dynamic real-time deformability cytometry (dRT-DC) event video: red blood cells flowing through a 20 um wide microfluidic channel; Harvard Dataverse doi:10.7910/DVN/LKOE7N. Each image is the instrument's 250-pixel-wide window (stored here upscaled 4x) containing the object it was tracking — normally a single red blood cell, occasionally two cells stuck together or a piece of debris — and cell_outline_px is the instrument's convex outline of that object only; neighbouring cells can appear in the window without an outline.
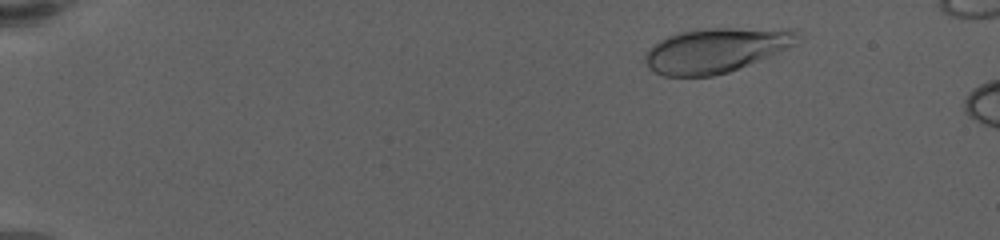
{"species": "human", "species_latin": "Homo sapiens", "temperature_condition": "warm", "stored_images_in_passage": 14, "camera_frame_rate_fps": 3000, "um_per_image_px": 0.085, "donor": {"sex": "female"}, "frame": {"image": 1, "passage_image": 7, "time_ms": 2.0, "image_size_px": [1000, 240], "cell_outline_px": [[804, 36], [796, 44], [788, 48], [740, 68], [728, 72], [712, 76], [664, 76], [648, 68], [644, 60], [644, 56], [648, 48], [660, 40], [668, 36], [680, 32], [700, 28], [796, 28]], "centroid_in_image_um": [60.92, 4.24], "position_along_channel_um": 24.1, "area_um2": 40.17}}